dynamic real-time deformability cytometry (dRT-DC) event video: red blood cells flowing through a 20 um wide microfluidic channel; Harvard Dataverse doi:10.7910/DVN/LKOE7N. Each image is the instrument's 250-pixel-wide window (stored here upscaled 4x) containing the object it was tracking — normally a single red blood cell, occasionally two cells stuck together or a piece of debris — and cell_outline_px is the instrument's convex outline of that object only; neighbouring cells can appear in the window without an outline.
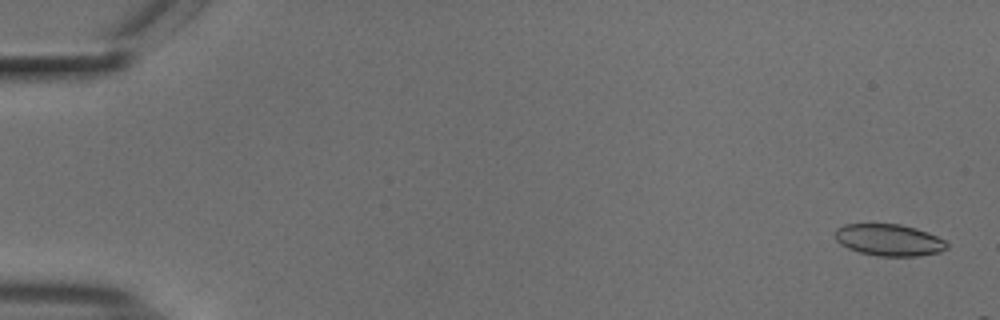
{"species": "common noctule bat (a hibernating species)", "species_latin": "Nyctalus noctula", "temperature_condition": "cold", "stored_images_in_passage": 8, "camera_frame_rate_fps": 3000, "um_per_image_px": 0.085, "animal": {"sex": "male", "body_mass_g": 18.8}, "frame": {"image": 1, "passage_image": 2, "time_ms": 0.333, "image_size_px": [1000, 320], "cell_outline_px": [[948, 248], [940, 252], [916, 256], [880, 256], [860, 252], [848, 248], [840, 244], [836, 240], [836, 228], [844, 224], [900, 224], [916, 228], [928, 232], [944, 240], [948, 244]], "centroid_in_image_um": [75.58, 20.39], "position_along_channel_um": 9.4, "area_um2": 20.63}}